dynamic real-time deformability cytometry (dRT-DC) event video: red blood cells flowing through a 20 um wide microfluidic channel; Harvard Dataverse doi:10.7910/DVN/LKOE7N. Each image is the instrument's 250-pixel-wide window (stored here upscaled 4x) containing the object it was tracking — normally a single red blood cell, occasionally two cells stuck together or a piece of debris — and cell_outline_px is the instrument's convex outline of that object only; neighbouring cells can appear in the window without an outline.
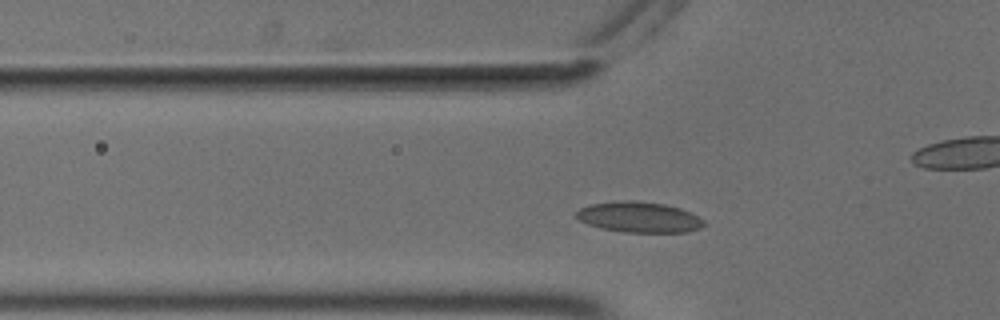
{"species": "common noctule bat (a hibernating species)", "species_latin": "Nyctalus noctula", "temperature_condition": "cold", "stored_images_in_passage": 25, "camera_frame_rate_fps": 3000, "um_per_image_px": 0.085, "animal": {"sex": "male", "body_mass_g": 18.8}, "frame": {"image": 1, "passage_image": 9, "time_ms": 2.667, "image_size_px": [1000, 320], "cell_outline_px": [[704, 224], [700, 228], [688, 232], [624, 232], [600, 228], [588, 224], [580, 220], [576, 216], [576, 212], [580, 208], [588, 204], [624, 200], [632, 200], [664, 204], [680, 208], [692, 212], [704, 220]], "centroid_in_image_um": [54.33, 18.45], "position_along_channel_um": 71.5, "area_um2": 22.83}}
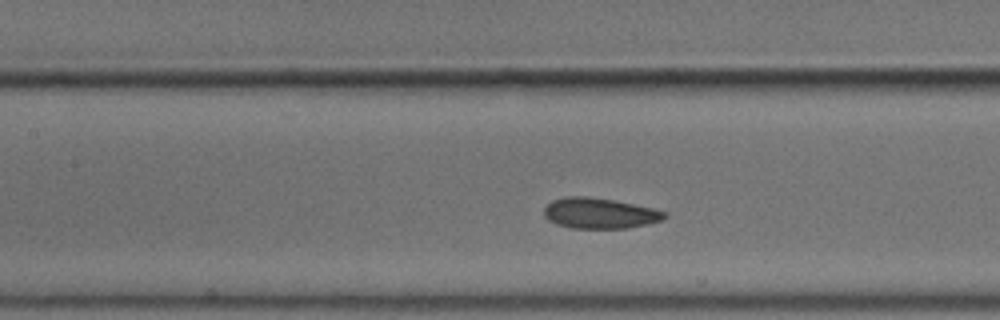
{"frame": {"image": 2, "passage_image": 16, "time_ms": 5.0, "image_size_px": [1000, 320], "cell_outline_px": [[668, 216], [660, 220], [648, 224], [628, 228], [572, 228], [556, 224], [548, 220], [544, 216], [544, 208], [552, 200], [564, 196], [584, 196], [612, 200], [652, 208], [668, 212]], "centroid_in_image_um": [50.95, 18.13], "position_along_channel_um": 156.5, "area_um2": 21.44}}
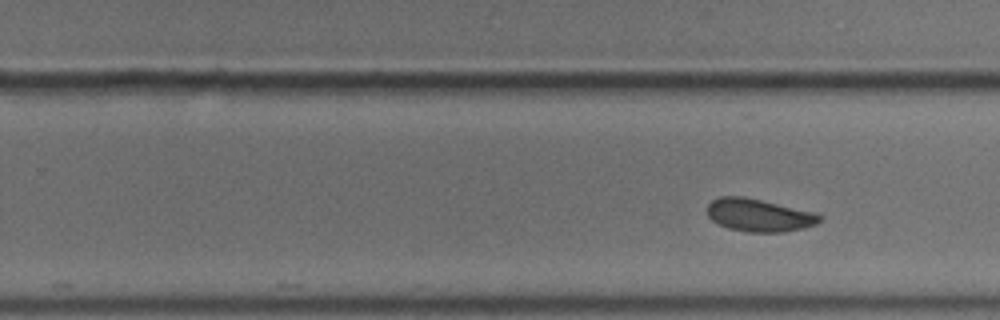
{"frame": {"image": 3, "passage_image": 25, "time_ms": 8.0, "image_size_px": [1000, 320], "cell_outline_px": [[820, 220], [816, 224], [804, 228], [784, 232], [744, 232], [728, 228], [712, 220], [708, 216], [708, 204], [712, 200], [720, 196], [744, 196], [816, 212], [820, 216]], "centroid_in_image_um": [64.51, 18.29], "position_along_channel_um": 265.3, "area_um2": 21.5}}